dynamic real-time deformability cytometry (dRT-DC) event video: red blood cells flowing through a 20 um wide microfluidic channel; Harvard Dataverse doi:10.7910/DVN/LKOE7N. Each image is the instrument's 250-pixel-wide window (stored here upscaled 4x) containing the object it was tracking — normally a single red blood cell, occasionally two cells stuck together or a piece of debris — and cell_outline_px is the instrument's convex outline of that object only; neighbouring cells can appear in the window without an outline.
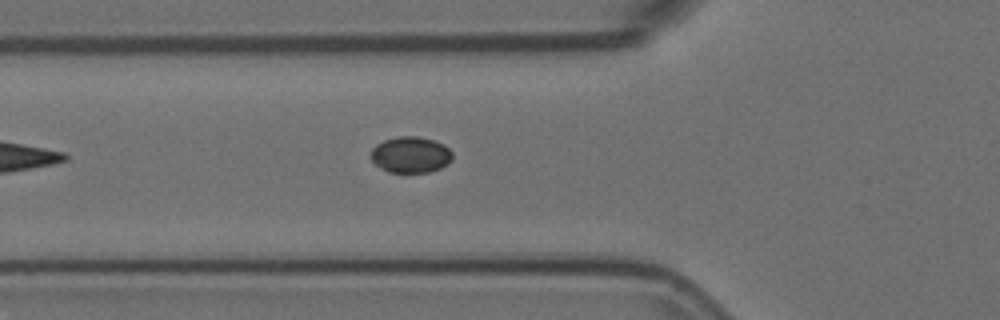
{"species": "Egyptian fruit bat (a non-hibernating species)", "species_latin": "Rousettus aegyptiacus", "temperature_condition": "room temperature", "stored_images_in_passage": 5, "camera_frame_rate_fps": 3000, "um_per_image_px": 0.085, "animal": {"sex": "female"}, "frame": {"image": 1, "passage_image": 5, "time_ms": 1.333, "image_size_px": [1000, 320], "cell_outline_px": [[452, 160], [448, 164], [440, 168], [428, 172], [388, 172], [380, 168], [368, 156], [372, 148], [376, 144], [384, 140], [396, 136], [416, 136], [432, 140], [444, 144], [452, 152]], "centroid_in_image_um": [34.88, 13.15], "position_along_channel_um": 90.9, "area_um2": 17.34}}